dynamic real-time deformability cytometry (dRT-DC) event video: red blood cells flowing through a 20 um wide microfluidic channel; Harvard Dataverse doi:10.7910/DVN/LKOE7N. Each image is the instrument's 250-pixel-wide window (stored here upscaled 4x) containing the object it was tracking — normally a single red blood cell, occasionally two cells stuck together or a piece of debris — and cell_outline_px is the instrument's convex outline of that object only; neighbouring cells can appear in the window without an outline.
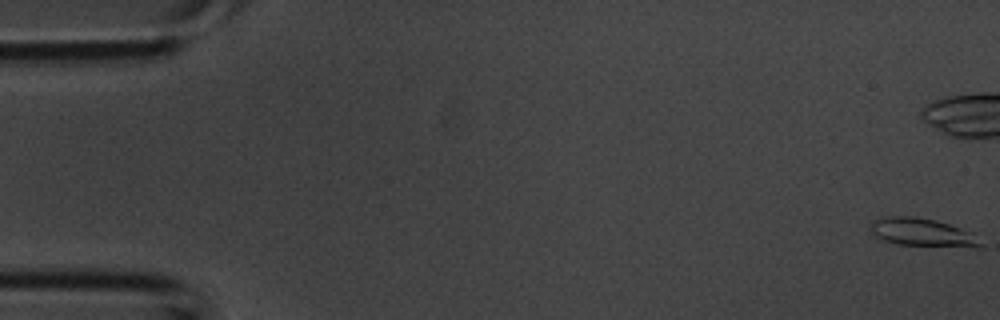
{"species": "common noctule bat (a hibernating species)", "species_latin": "Nyctalus noctula", "temperature_condition": "room temperature", "stored_images_in_passage": 5, "camera_frame_rate_fps": 3000, "um_per_image_px": 0.085, "animal": {"sex": "male", "body_mass_g": 20.1, "forearm_length_mm": 53.5}, "frame": {"image": 1, "passage_image": 1, "time_ms": 0.0, "image_size_px": [1000, 320], "cell_outline_px": [[984, 244], [980, 248], [976, 248], [900, 244], [884, 240], [876, 236], [868, 228], [876, 220], [888, 216], [916, 216], [936, 220], [960, 228]], "centroid_in_image_um": [78.39, 19.76], "position_along_channel_um": 6.6, "area_um2": 17.69}}